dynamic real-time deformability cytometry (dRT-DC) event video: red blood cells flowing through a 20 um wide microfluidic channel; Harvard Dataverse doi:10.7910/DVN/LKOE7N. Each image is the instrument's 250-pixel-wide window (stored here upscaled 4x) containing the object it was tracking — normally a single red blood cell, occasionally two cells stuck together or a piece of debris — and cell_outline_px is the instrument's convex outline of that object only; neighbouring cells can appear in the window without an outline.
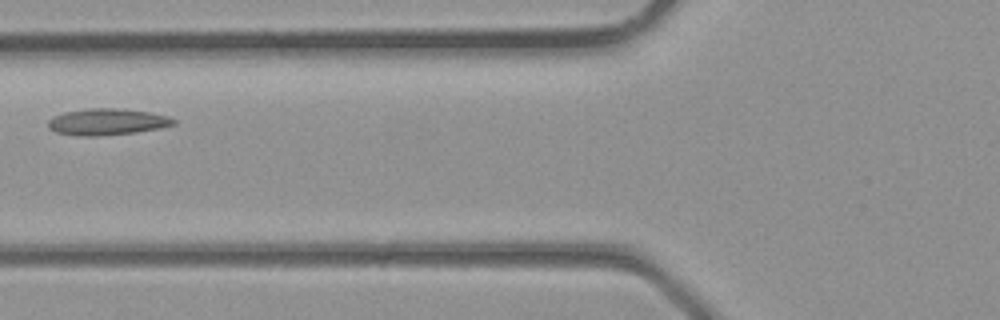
{"species": "common noctule bat (a hibernating species)", "species_latin": "Nyctalus noctula", "temperature_condition": "room temperature", "stored_images_in_passage": 2, "camera_frame_rate_fps": 3000, "um_per_image_px": 0.085, "animal": {"sex": "male", "body_mass_g": 23.1, "forearm_length_mm": 52.7}, "frame": {"image": 1, "passage_image": 2, "time_ms": 0.333, "image_size_px": [1000, 320], "cell_outline_px": [[176, 124], [160, 128], [136, 132], [100, 136], [80, 136], [56, 132], [48, 128], [48, 120], [52, 116], [64, 112], [88, 108], [124, 108], [148, 112], [168, 116], [176, 120]], "centroid_in_image_um": [9.09, 10.35], "position_along_channel_um": 116.7, "area_um2": 19.54}}